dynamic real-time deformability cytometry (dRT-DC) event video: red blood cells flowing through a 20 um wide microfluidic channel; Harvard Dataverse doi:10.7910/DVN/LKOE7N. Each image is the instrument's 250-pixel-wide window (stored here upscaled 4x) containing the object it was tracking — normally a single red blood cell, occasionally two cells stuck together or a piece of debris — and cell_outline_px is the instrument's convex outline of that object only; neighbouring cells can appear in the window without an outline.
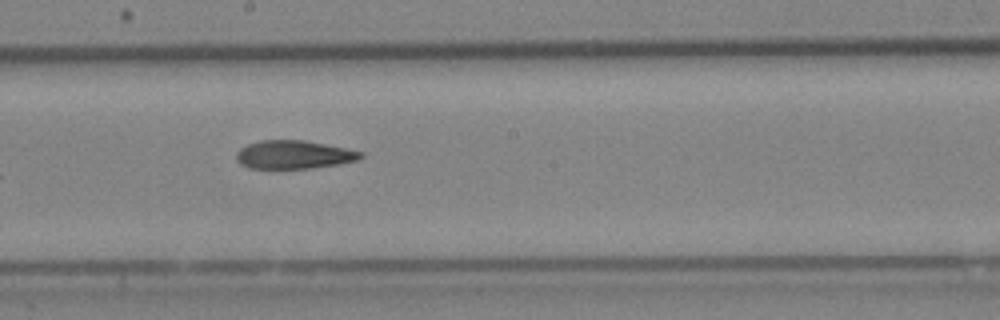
{"species": "Egyptian fruit bat (a non-hibernating species)", "species_latin": "Rousettus aegyptiacus", "temperature_condition": "cold", "stored_images_in_passage": 9, "camera_frame_rate_fps": 3000, "um_per_image_px": 0.085, "animal": {"sex": "female"}, "frame": {"image": 1, "passage_image": 8, "time_ms": 2.333, "image_size_px": [1000, 320], "cell_outline_px": [[364, 156], [360, 160], [336, 164], [308, 168], [248, 168], [240, 164], [236, 160], [236, 152], [240, 148], [248, 144], [260, 140], [304, 140], [364, 152]], "centroid_in_image_um": [24.95, 13.14], "position_along_channel_um": 223.2, "area_um2": 20.46}}